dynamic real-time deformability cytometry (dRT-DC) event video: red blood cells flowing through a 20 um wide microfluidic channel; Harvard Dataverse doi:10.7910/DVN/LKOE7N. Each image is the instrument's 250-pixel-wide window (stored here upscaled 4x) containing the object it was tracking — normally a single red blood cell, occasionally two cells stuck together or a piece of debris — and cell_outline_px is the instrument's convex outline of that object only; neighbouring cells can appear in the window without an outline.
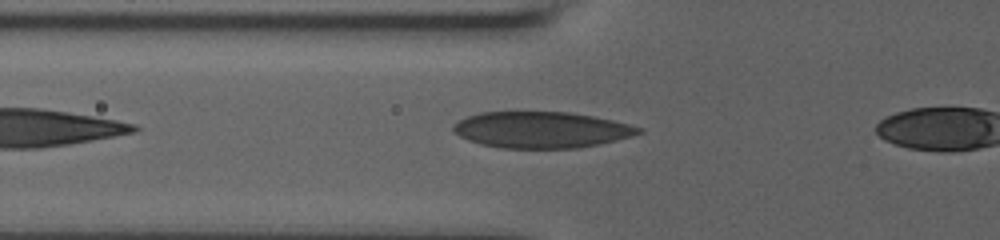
{"species": "human", "species_latin": "Homo sapiens", "temperature_condition": "room temperature", "stored_images_in_passage": 4, "camera_frame_rate_fps": 3000, "um_per_image_px": 0.085, "donor": {"sex": "male"}, "frame": {"image": 1, "passage_image": 2, "time_ms": 0.667, "image_size_px": [1000, 240], "cell_outline_px": [[644, 132], [632, 136], [600, 144], [580, 148], [500, 148], [480, 144], [468, 140], [452, 132], [452, 124], [468, 116], [480, 112], [568, 112], [592, 116], [612, 120], [644, 128]], "centroid_in_image_um": [46.01, 11.04], "position_along_channel_um": 79.8, "area_um2": 39.3}}